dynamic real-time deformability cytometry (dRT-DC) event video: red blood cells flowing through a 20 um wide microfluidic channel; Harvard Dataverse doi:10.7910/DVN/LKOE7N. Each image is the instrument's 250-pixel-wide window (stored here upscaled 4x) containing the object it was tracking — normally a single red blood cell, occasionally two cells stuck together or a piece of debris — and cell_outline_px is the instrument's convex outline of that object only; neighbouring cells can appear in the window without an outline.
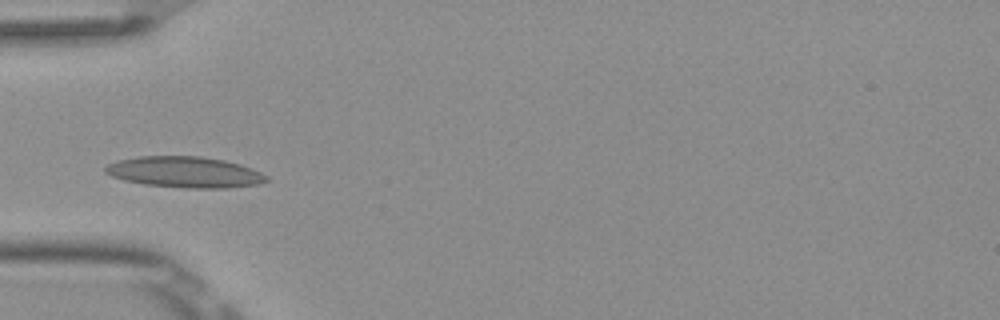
{"species": "Egyptian fruit bat (a non-hibernating species)", "species_latin": "Rousettus aegyptiacus", "temperature_condition": "room temperature", "stored_images_in_passage": 4, "camera_frame_rate_fps": 3000, "um_per_image_px": 0.085, "frame": {"image": 1, "passage_image": 4, "time_ms": 1.0, "image_size_px": [1000, 320], "cell_outline_px": [[268, 180], [260, 184], [228, 188], [188, 188], [144, 184], [124, 180], [112, 176], [104, 172], [104, 168], [108, 164], [120, 160], [136, 156], [200, 156], [224, 160], [240, 164], [260, 172], [268, 176]], "centroid_in_image_um": [15.71, 14.63], "position_along_channel_um": 69.3, "area_um2": 29.07}}